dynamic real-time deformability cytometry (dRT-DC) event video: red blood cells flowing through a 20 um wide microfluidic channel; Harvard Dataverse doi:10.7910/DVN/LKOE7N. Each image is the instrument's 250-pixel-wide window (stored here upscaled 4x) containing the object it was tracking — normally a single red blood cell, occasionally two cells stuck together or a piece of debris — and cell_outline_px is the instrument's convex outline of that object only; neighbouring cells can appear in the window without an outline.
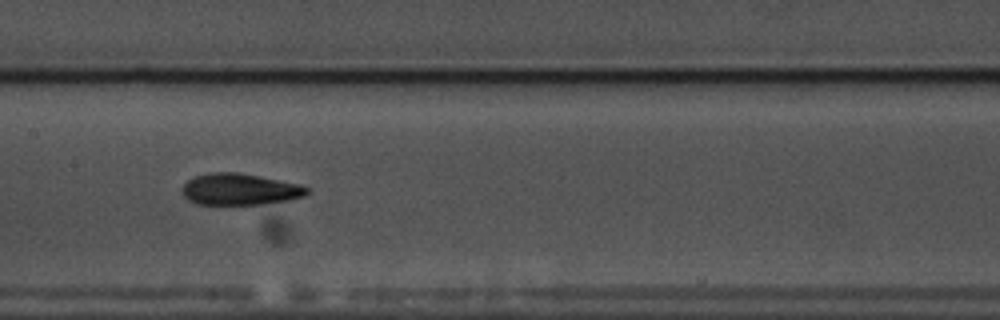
{"species": "common noctule bat (a hibernating species)", "species_latin": "Nyctalus noctula", "temperature_condition": "warm", "stored_images_in_passage": 27, "camera_frame_rate_fps": 3000, "um_per_image_px": 0.085, "animal": {"sex": "male", "body_mass_g": 17.5, "forearm_length_mm": 52.3}, "frame": {"image": 1, "passage_image": 14, "time_ms": 4.333, "image_size_px": [1000, 320], "cell_outline_px": [[308, 192], [304, 196], [288, 200], [260, 204], [196, 204], [188, 200], [180, 192], [180, 188], [188, 180], [196, 176], [212, 172], [236, 172], [260, 176], [300, 184], [308, 188]], "centroid_in_image_um": [20.34, 16.09], "position_along_channel_um": 187.1, "area_um2": 22.89}}
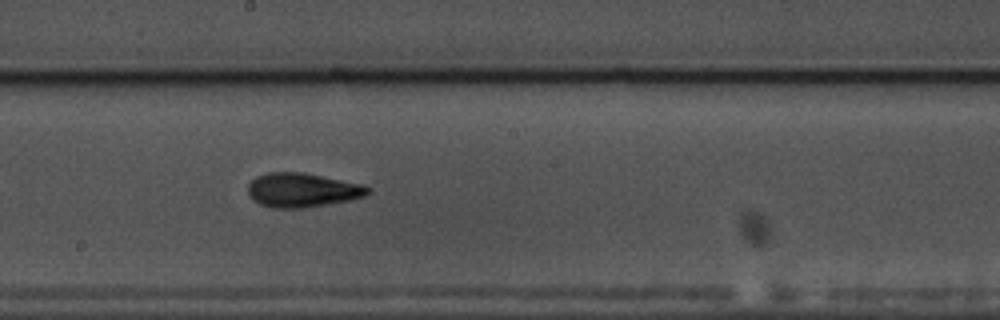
{"frame": {"image": 2, "passage_image": 17, "time_ms": 5.333, "image_size_px": [1000, 320], "cell_outline_px": [[372, 192], [364, 196], [348, 200], [304, 208], [272, 208], [260, 204], [252, 200], [248, 192], [248, 184], [256, 176], [268, 172], [304, 172], [364, 184], [372, 188]], "centroid_in_image_um": [25.71, 16.15], "position_along_channel_um": 222.5, "area_um2": 24.1}}
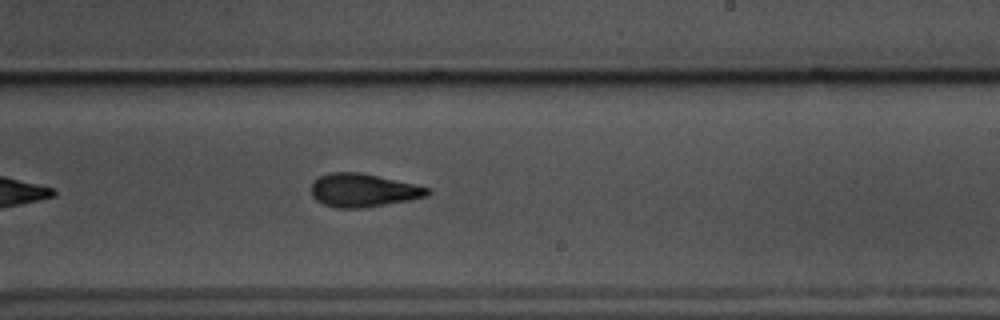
{"frame": {"image": 3, "passage_image": 20, "time_ms": 6.333, "image_size_px": [1000, 320], "cell_outline_px": [[432, 192], [428, 196], [408, 200], [360, 208], [336, 208], [324, 204], [316, 200], [312, 196], [312, 184], [320, 176], [332, 172], [360, 172], [416, 184], [432, 188]], "centroid_in_image_um": [30.91, 16.17], "position_along_channel_um": 258.1, "area_um2": 22.48}}